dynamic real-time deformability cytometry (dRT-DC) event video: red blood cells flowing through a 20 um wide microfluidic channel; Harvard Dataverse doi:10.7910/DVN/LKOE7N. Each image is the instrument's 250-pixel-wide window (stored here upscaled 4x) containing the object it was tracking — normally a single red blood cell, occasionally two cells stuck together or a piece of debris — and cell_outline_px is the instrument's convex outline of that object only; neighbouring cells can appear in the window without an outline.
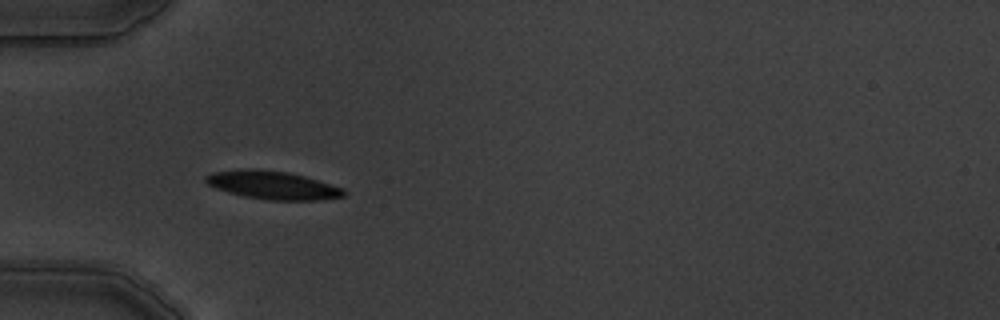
{"species": "common noctule bat (a hibernating species)", "species_latin": "Nyctalus noctula", "temperature_condition": "warm", "stored_images_in_passage": 10, "camera_frame_rate_fps": 3000, "um_per_image_px": 0.085, "animal": {"sex": "male", "body_mass_g": 19.5, "forearm_length_mm": 54.6}, "frame": {"image": 1, "passage_image": 4, "time_ms": 4.333, "image_size_px": [1000, 320], "cell_outline_px": [[344, 196], [324, 200], [268, 200], [244, 196], [228, 192], [216, 188], [208, 184], [204, 180], [204, 176], [212, 172], [248, 168], [252, 168], [288, 172], [304, 176], [344, 188]], "centroid_in_image_um": [23.16, 15.73], "position_along_channel_um": 61.8, "area_um2": 22.72}}
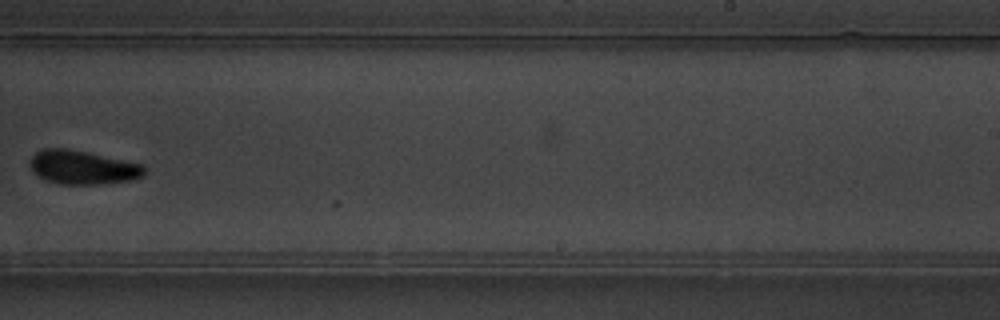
{"frame": {"image": 2, "passage_image": 9, "time_ms": 10.333, "image_size_px": [1000, 320], "cell_outline_px": [[144, 176], [132, 180], [96, 184], [60, 184], [48, 180], [32, 172], [28, 164], [28, 160], [36, 152], [44, 148], [64, 148], [144, 164]], "centroid_in_image_um": [6.99, 14.23], "position_along_channel_um": 282.0, "area_um2": 22.37}}